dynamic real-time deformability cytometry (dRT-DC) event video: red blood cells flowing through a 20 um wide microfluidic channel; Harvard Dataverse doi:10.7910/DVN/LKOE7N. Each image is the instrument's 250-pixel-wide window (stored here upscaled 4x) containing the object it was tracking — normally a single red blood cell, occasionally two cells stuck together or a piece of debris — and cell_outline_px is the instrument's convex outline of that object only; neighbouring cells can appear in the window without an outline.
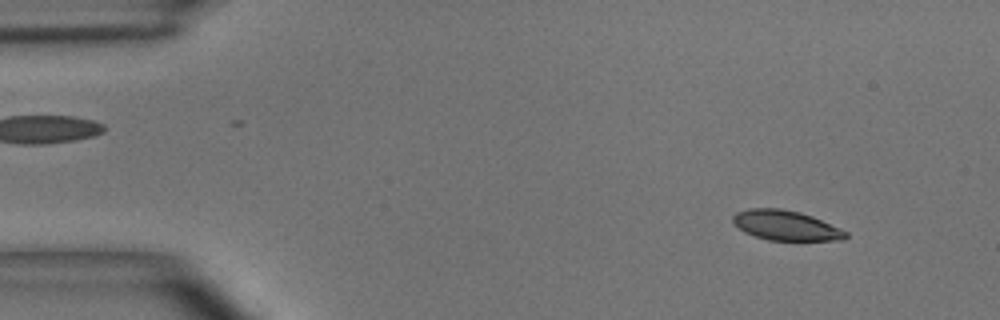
{"species": "common noctule bat (a hibernating species)", "species_latin": "Nyctalus noctula", "temperature_condition": "room temperature", "stored_images_in_passage": 49, "camera_frame_rate_fps": 3000, "um_per_image_px": 0.085, "animal": {"sex": "male", "body_mass_g": 15.6}, "frame": {"image": 1, "passage_image": 4, "time_ms": 1.0, "image_size_px": [1000, 320], "cell_outline_px": [[848, 236], [844, 240], [768, 240], [744, 232], [732, 220], [732, 216], [736, 212], [748, 208], [780, 208], [800, 212], [812, 216], [848, 232]], "centroid_in_image_um": [66.79, 19.15], "position_along_channel_um": 18.2, "area_um2": 19.54}}
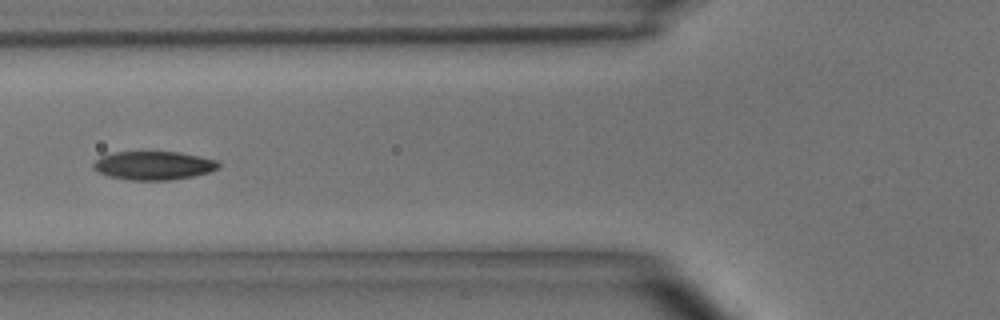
{"frame": {"image": 2, "passage_image": 18, "time_ms": 5.667, "image_size_px": [1000, 320], "cell_outline_px": [[220, 168], [208, 172], [192, 176], [172, 180], [128, 180], [108, 176], [96, 172], [92, 168], [92, 164], [100, 156], [116, 152], [180, 152], [200, 156], [216, 160], [220, 164]], "centroid_in_image_um": [13.03, 14.07], "position_along_channel_um": 112.8, "area_um2": 20.98}}
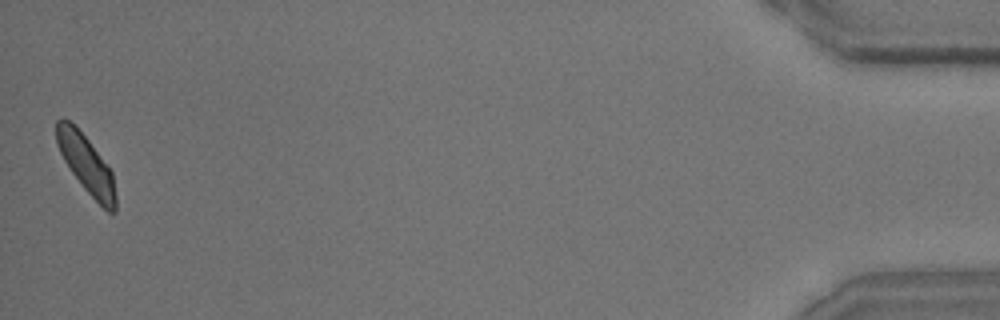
{"frame": {"image": 3, "passage_image": 49, "time_ms": 16.0, "image_size_px": [1000, 320], "cell_outline_px": [[116, 212], [108, 212], [84, 188], [72, 172], [64, 160], [56, 144], [56, 120], [68, 120], [88, 140], [112, 172], [116, 196]], "centroid_in_image_um": [7.34, 13.99], "position_along_channel_um": 427.9, "area_um2": 19.36}, "authors_computed_cell_mechanics": {"area_um2": 20.7502, "velocity_mm_per_s": 3.9404, "shape_relaxation_time_tau1_ms": 3.8107, "shape_relaxation_time_tau2_ms": 3.5264, "deformation_change_tau1": 0.1118, "deformation_change_tau2": 0.075}}